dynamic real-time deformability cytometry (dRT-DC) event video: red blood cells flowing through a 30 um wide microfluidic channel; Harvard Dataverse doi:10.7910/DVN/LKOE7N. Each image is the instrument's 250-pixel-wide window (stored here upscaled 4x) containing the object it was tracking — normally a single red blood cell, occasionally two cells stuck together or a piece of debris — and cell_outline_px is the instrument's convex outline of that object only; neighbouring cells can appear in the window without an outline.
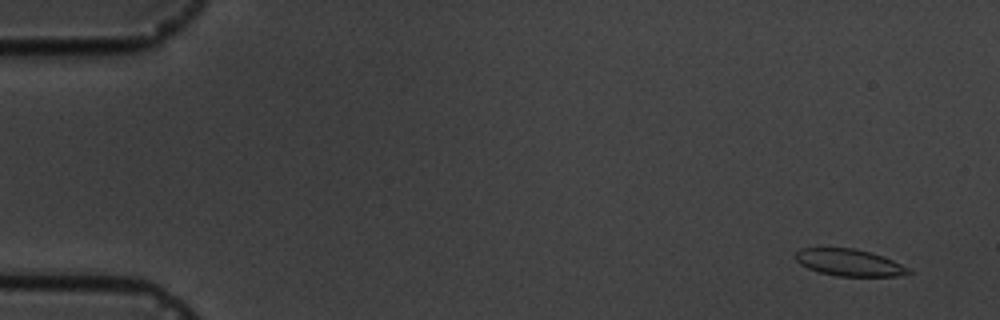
{"species": "common noctule bat (a hibernating species)", "species_latin": "Nyctalus noctula", "temperature_condition": "cold", "stored_images_in_passage": 6, "camera_frame_rate_fps": 3000, "um_per_image_px": 0.085, "animal": {"sex": "male", "body_mass_g": 19.5, "forearm_length_mm": 54.6}, "frame": {"image": 1, "passage_image": 1, "time_ms": 0.0, "image_size_px": [1000, 320], "cell_outline_px": [[912, 272], [900, 276], [836, 276], [820, 272], [808, 268], [800, 264], [792, 256], [800, 248], [856, 248], [892, 260], [908, 268]], "centroid_in_image_um": [72.13, 22.32], "position_along_channel_um": 12.9, "area_um2": 17.57}}
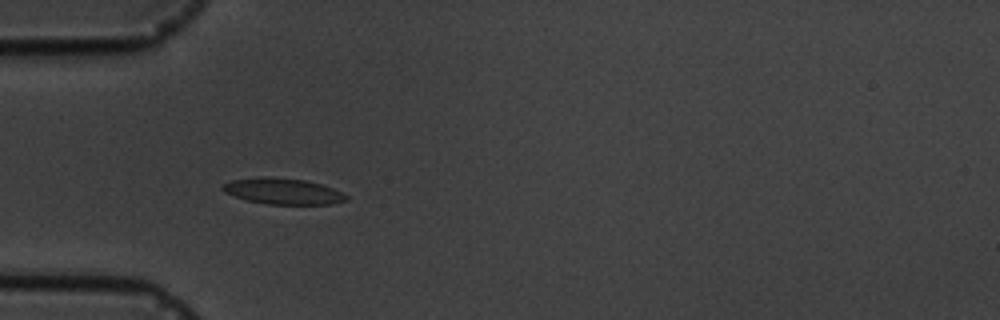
{"frame": {"image": 2, "passage_image": 5, "time_ms": 4.667, "image_size_px": [1000, 320], "cell_outline_px": [[348, 200], [332, 204], [268, 204], [248, 200], [224, 192], [220, 188], [220, 184], [232, 180], [260, 176], [304, 180], [320, 184], [332, 188], [348, 196]], "centroid_in_image_um": [24.01, 16.25], "position_along_channel_um": 61.0, "area_um2": 18.61}}
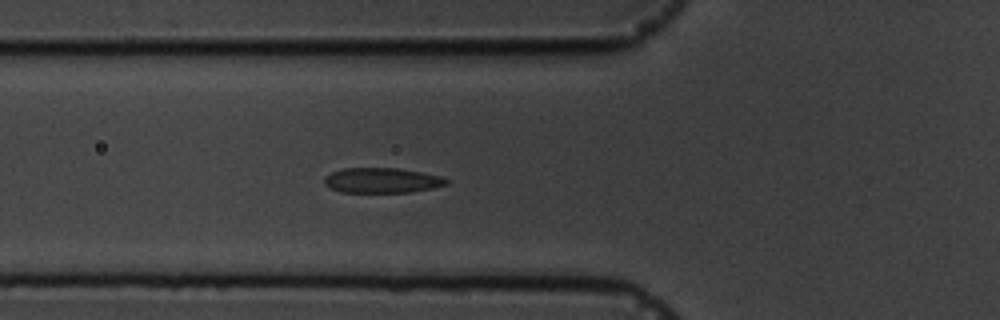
{"frame": {"image": 3, "passage_image": 6, "time_ms": 5.667, "image_size_px": [1000, 320], "cell_outline_px": [[448, 184], [432, 188], [408, 192], [340, 192], [324, 184], [324, 176], [340, 168], [396, 168], [424, 172], [440, 176], [448, 180]], "centroid_in_image_um": [32.45, 15.32], "position_along_channel_um": 93.4, "area_um2": 17.86}}